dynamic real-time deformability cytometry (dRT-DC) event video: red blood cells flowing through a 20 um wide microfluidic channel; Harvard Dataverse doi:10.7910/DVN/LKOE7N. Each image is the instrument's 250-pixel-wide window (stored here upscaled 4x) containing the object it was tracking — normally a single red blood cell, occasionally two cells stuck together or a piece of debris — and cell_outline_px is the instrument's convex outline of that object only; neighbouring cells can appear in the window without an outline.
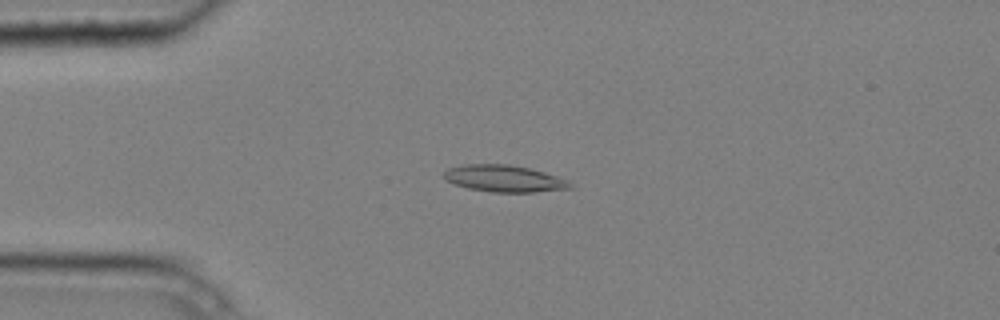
{"species": "common noctule bat (a hibernating species)", "species_latin": "Nyctalus noctula", "temperature_condition": "cold", "stored_images_in_passage": 7, "camera_frame_rate_fps": 3000, "um_per_image_px": 0.085, "animal": {"sex": "male", "body_mass_g": 20.4}, "frame": {"image": 1, "passage_image": 3, "time_ms": 0.667, "image_size_px": [1000, 320], "cell_outline_px": [[576, 188], [536, 192], [492, 192], [468, 188], [456, 184], [448, 180], [444, 176], [444, 172], [448, 168], [464, 164], [508, 164], [528, 168], [544, 172], [568, 180]], "centroid_in_image_um": [42.91, 15.18], "position_along_channel_um": 42.1, "area_um2": 19.65}}
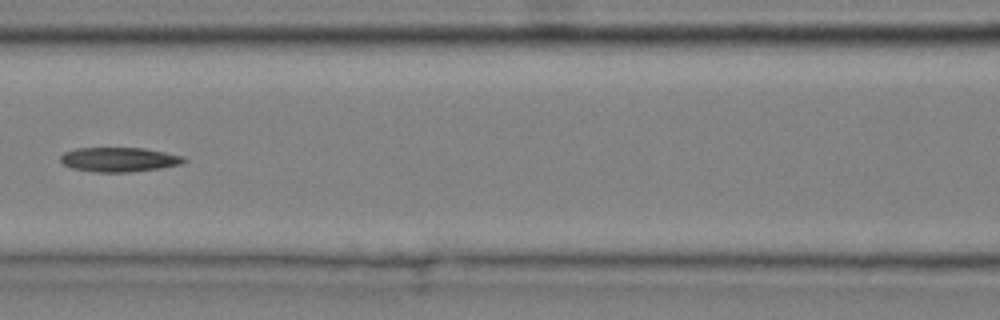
{"frame": {"image": 2, "passage_image": 6, "time_ms": 1.667, "image_size_px": [1000, 320], "cell_outline_px": [[188, 160], [180, 164], [160, 168], [132, 172], [96, 172], [72, 168], [64, 164], [60, 160], [60, 156], [64, 152], [76, 148], [144, 148], [184, 156]], "centroid_in_image_um": [10.13, 13.56], "position_along_channel_um": 156.5, "area_um2": 17.57}}
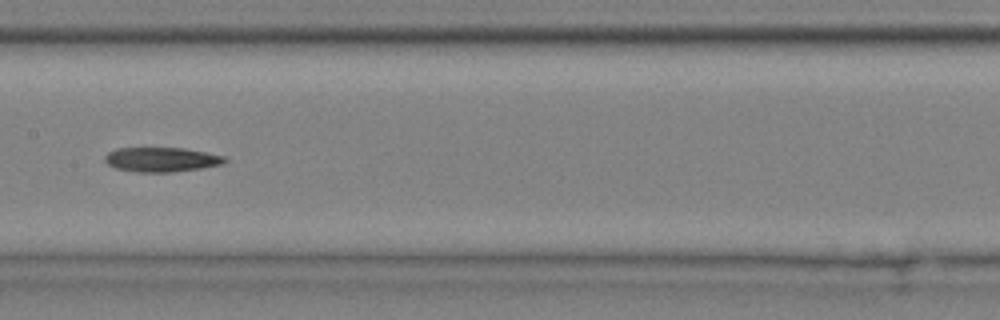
{"frame": {"image": 3, "passage_image": 7, "time_ms": 2.0, "image_size_px": [1000, 320], "cell_outline_px": [[228, 160], [224, 164], [200, 168], [172, 172], [136, 172], [116, 168], [108, 164], [104, 160], [104, 156], [108, 152], [116, 148], [184, 148], [224, 156]], "centroid_in_image_um": [13.71, 13.56], "position_along_channel_um": 193.7, "area_um2": 17.11}}